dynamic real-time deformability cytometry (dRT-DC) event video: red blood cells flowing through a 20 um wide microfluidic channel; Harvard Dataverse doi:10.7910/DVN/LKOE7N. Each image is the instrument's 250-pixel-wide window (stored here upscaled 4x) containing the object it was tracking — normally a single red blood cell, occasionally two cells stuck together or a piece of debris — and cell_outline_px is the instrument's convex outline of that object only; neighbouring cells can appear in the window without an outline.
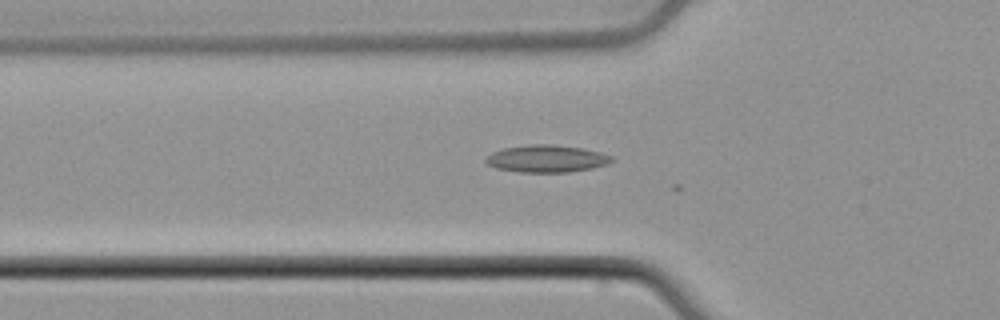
{"species": "common noctule bat (a hibernating species)", "species_latin": "Nyctalus noctula", "temperature_condition": "cold", "stored_images_in_passage": 18, "camera_frame_rate_fps": 3000, "um_per_image_px": 0.085, "animal": {"sex": "male", "body_mass_g": 21.5, "forearm_length_mm": 52.0}, "frame": {"image": 1, "passage_image": 16, "time_ms": 5.0, "image_size_px": [1000, 320], "cell_outline_px": [[616, 160], [608, 164], [592, 168], [568, 172], [520, 172], [496, 168], [488, 164], [484, 160], [492, 152], [504, 148], [532, 144], [552, 144], [580, 148], [600, 152], [612, 156]], "centroid_in_image_um": [46.49, 13.49], "position_along_channel_um": 79.3, "area_um2": 19.94}}